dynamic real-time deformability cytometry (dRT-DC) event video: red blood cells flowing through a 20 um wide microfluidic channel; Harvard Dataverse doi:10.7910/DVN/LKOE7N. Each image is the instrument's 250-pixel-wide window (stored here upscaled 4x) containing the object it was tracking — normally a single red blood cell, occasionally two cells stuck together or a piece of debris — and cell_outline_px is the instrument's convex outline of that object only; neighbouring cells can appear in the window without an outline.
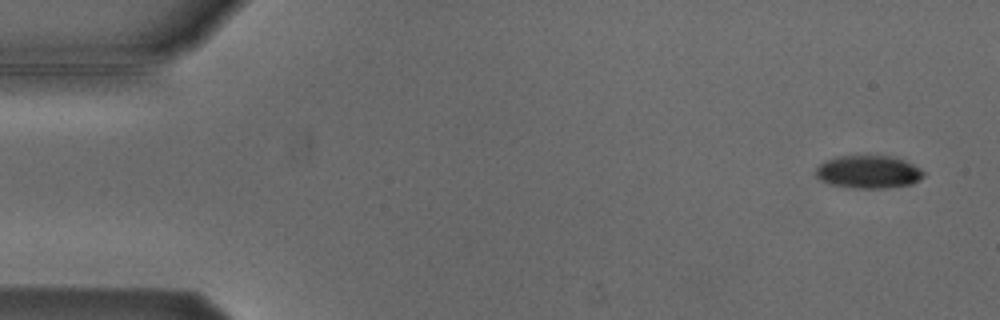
{"species": "Egyptian fruit bat (a non-hibernating species)", "species_latin": "Rousettus aegyptiacus", "temperature_condition": "cold", "stored_images_in_passage": 7, "camera_frame_rate_fps": 3000, "um_per_image_px": 0.085, "animal": {"sex": "male"}, "frame": {"image": 1, "passage_image": 1, "time_ms": 0.0, "image_size_px": [1000, 320], "cell_outline_px": [[924, 176], [912, 184], [884, 188], [856, 188], [832, 184], [820, 180], [816, 176], [816, 168], [824, 160], [836, 156], [892, 156], [912, 164], [924, 172]], "centroid_in_image_um": [73.79, 14.61], "position_along_channel_um": 11.2, "area_um2": 20.46}}
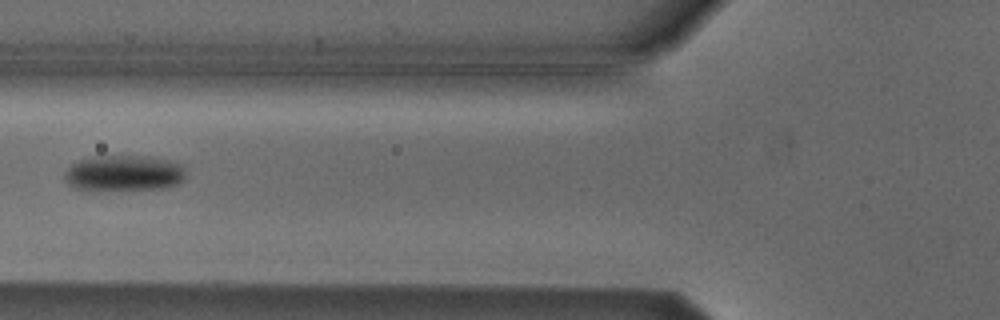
{"frame": {"image": 2, "passage_image": 6, "time_ms": 6.0, "image_size_px": [1000, 320], "cell_outline_px": [[184, 180], [180, 184], [168, 188], [92, 192], [80, 192], [72, 188], [68, 184], [64, 176], [68, 168], [72, 164], [80, 160], [92, 156], [144, 156], [168, 160], [184, 164]], "centroid_in_image_um": [10.5, 14.77], "position_along_channel_um": 115.3, "area_um2": 26.36}}
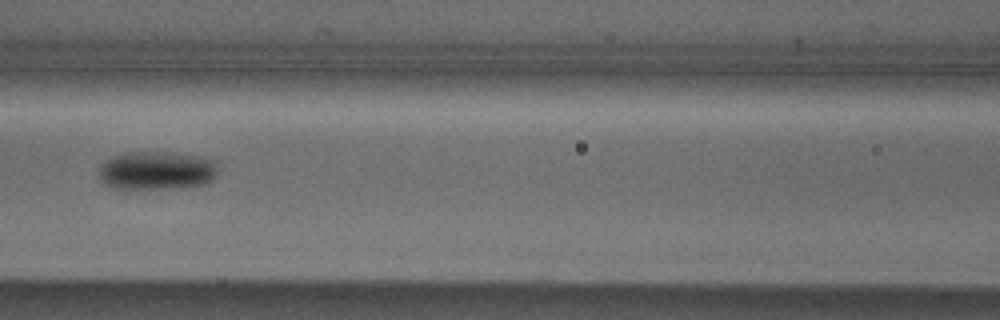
{"frame": {"image": 3, "passage_image": 7, "time_ms": 7.0, "image_size_px": [1000, 320], "cell_outline_px": [[216, 176], [212, 180], [204, 184], [176, 188], [112, 188], [104, 184], [100, 180], [100, 164], [104, 160], [112, 156], [128, 152], [168, 152], [196, 156], [212, 160], [216, 164]], "centroid_in_image_um": [13.27, 14.49], "position_along_channel_um": 153.3, "area_um2": 26.59}}